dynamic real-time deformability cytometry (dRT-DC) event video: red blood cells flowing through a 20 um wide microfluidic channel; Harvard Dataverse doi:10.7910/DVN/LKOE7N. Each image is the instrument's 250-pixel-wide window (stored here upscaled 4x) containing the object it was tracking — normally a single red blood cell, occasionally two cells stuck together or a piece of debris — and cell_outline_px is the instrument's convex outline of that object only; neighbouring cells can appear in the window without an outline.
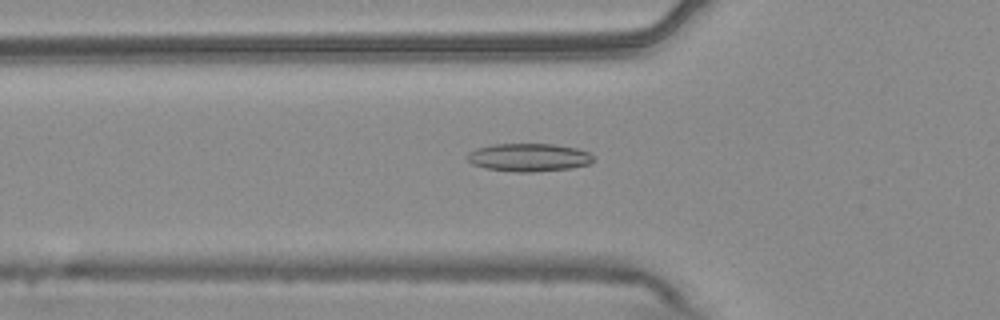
{"species": "common noctule bat (a hibernating species)", "species_latin": "Nyctalus noctula", "temperature_condition": "warm", "stored_images_in_passage": 55, "camera_frame_rate_fps": 3000, "um_per_image_px": 0.085, "animal": {"sex": "male", "body_mass_g": 20.4}, "frame": {"image": 1, "passage_image": 19, "time_ms": 6.0, "image_size_px": [1000, 320], "cell_outline_px": [[596, 160], [588, 164], [572, 168], [532, 172], [516, 172], [484, 168], [472, 164], [468, 160], [468, 152], [476, 148], [492, 144], [552, 144], [576, 148], [588, 152]], "centroid_in_image_um": [44.94, 13.38], "position_along_channel_um": 80.9, "area_um2": 20.63}}
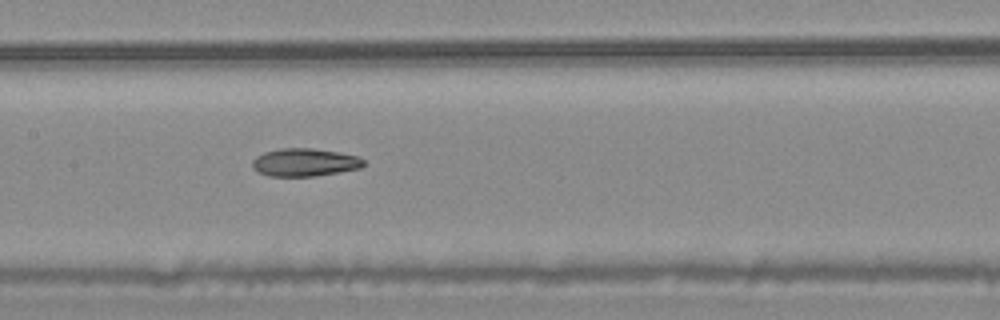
{"frame": {"image": 2, "passage_image": 27, "time_ms": 8.667, "image_size_px": [1000, 320], "cell_outline_px": [[364, 164], [360, 168], [316, 176], [268, 176], [252, 168], [252, 160], [256, 156], [264, 152], [280, 148], [312, 148], [340, 152], [356, 156], [364, 160]], "centroid_in_image_um": [25.87, 13.79], "position_along_channel_um": 181.5, "area_um2": 18.09}}
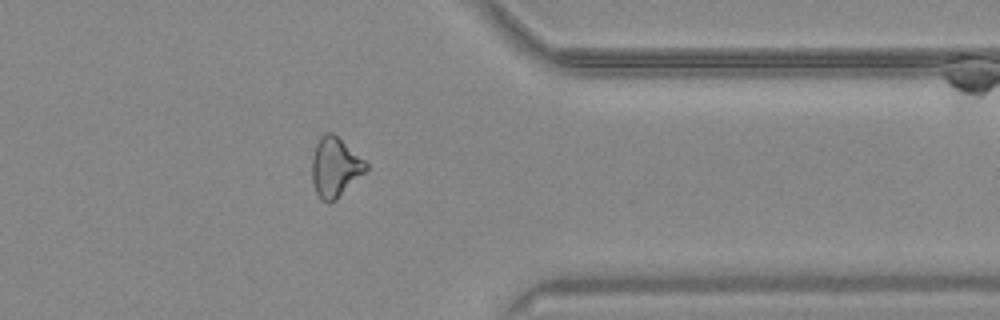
{"frame": {"image": 3, "passage_image": 44, "time_ms": 14.333, "image_size_px": [1000, 320], "cell_outline_px": [[368, 168], [336, 200], [328, 204], [320, 200], [316, 192], [312, 180], [312, 156], [316, 144], [320, 136], [324, 132], [332, 132], [364, 160], [368, 164]], "centroid_in_image_um": [28.45, 14.23], "position_along_channel_um": 383.0, "area_um2": 18.61}}